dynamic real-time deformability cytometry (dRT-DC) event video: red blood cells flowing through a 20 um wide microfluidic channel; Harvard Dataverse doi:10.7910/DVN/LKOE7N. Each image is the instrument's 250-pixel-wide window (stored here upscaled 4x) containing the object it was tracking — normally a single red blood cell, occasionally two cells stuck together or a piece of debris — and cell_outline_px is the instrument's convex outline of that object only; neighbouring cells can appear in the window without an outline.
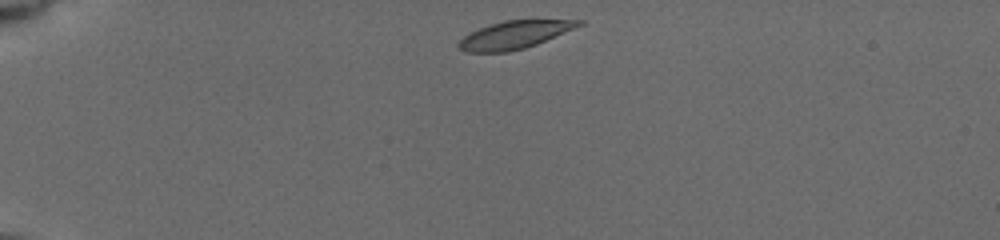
{"species": "common noctule bat (a hibernating species)", "species_latin": "Nyctalus noctula", "temperature_condition": "cold", "stored_images_in_passage": 10, "camera_frame_rate_fps": 3000, "um_per_image_px": 0.085, "animal": {"sex": "female", "body_mass_g": 19.5, "forearm_length_mm": 54.1}, "frame": {"image": 1, "passage_image": 1, "time_ms": 0.0, "image_size_px": [1000, 240], "cell_outline_px": [[584, 24], [536, 44], [524, 48], [508, 52], [468, 52], [460, 48], [456, 44], [464, 36], [480, 28], [504, 20], [584, 20]], "centroid_in_image_um": [43.73, 2.96], "position_along_channel_um": 41.3, "area_um2": 19.07}}
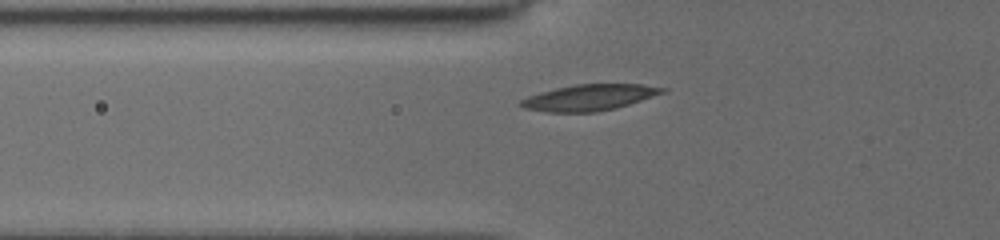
{"frame": {"image": 2, "passage_image": 5, "time_ms": 2.333, "image_size_px": [1000, 240], "cell_outline_px": [[668, 92], [616, 108], [596, 112], [544, 112], [524, 108], [516, 104], [520, 100], [528, 96], [540, 92], [556, 88], [576, 84], [644, 84], [668, 88]], "centroid_in_image_um": [50.11, 8.28], "position_along_channel_um": 75.7, "area_um2": 21.79}}
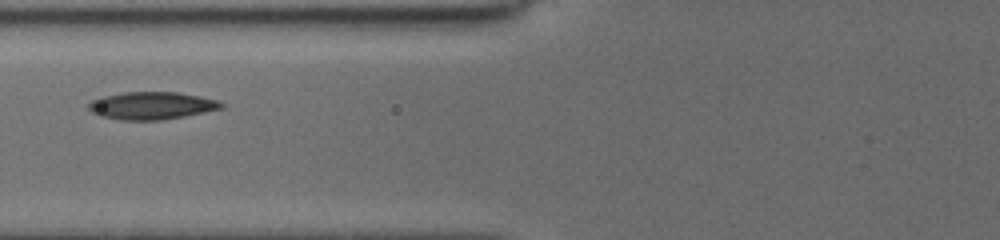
{"frame": {"image": 3, "passage_image": 9, "time_ms": 3.333, "image_size_px": [1000, 240], "cell_outline_px": [[224, 108], [184, 116], [160, 120], [120, 120], [100, 116], [92, 112], [88, 108], [88, 104], [92, 100], [100, 96], [124, 92], [176, 92], [200, 96], [216, 100], [224, 104]], "centroid_in_image_um": [12.86, 8.97], "position_along_channel_um": 112.9, "area_um2": 21.33}}